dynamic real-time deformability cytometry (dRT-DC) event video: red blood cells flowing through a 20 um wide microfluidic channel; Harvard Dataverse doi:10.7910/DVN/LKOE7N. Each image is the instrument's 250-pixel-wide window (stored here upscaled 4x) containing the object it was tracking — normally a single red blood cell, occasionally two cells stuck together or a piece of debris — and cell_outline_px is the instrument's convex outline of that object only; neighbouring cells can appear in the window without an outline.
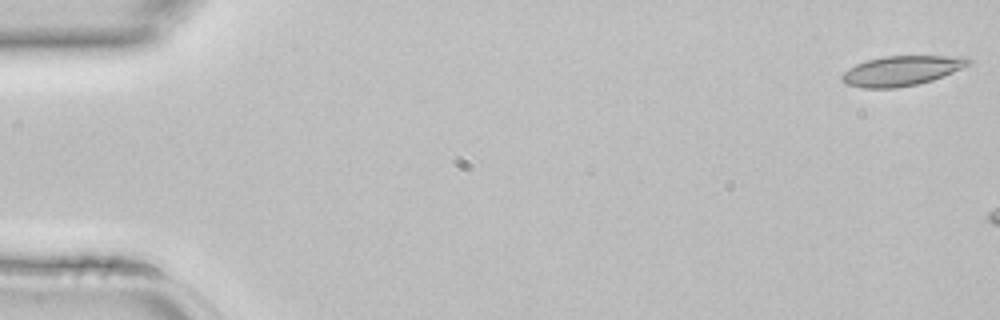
{"species": "common noctule bat (a hibernating species)", "species_latin": "Nyctalus noctula", "temperature_condition": "room temperature", "stored_images_in_passage": 8, "camera_frame_rate_fps": 3000, "um_per_image_px": 0.085, "animal": {"sex": "female", "body_mass_g": 22.7, "forearm_length_mm": 54.2}, "frame": {"image": 1, "passage_image": 1, "time_ms": 0.0, "image_size_px": [1000, 320], "cell_outline_px": [[972, 64], [932, 80], [916, 84], [896, 88], [860, 88], [844, 84], [840, 80], [840, 76], [848, 68], [856, 64], [868, 60], [884, 56], [968, 56], [972, 60]], "centroid_in_image_um": [76.62, 6.01], "position_along_channel_um": 8.4, "area_um2": 22.2}}